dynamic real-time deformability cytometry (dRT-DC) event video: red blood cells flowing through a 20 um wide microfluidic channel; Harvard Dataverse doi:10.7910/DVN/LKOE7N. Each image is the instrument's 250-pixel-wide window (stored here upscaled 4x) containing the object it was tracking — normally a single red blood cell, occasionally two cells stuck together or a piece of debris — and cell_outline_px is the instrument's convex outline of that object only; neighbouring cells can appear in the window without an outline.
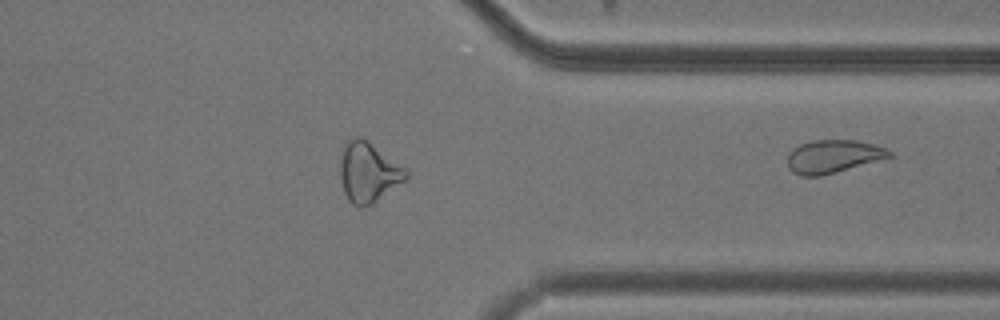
{"species": "common noctule bat (a hibernating species)", "species_latin": "Nyctalus noctula", "temperature_condition": "cold", "stored_images_in_passage": 42, "segment_of_instrument_passage": [2, 2], "camera_frame_rate_fps": 3000, "um_per_image_px": 0.085, "animal": {"sex": "male", "body_mass_g": 20.5, "forearm_length_mm": 52.5}, "frame": {"image": 1, "passage_image": 42, "time_ms": 13.667, "image_size_px": [1000, 320], "cell_outline_px": [[896, 156], [820, 176], [800, 176], [792, 172], [788, 168], [788, 156], [792, 148], [800, 144], [812, 140], [856, 140], [888, 148]], "centroid_in_image_um": [70.84, 13.29], "position_along_channel_um": 340.6, "area_um2": 19.83}}